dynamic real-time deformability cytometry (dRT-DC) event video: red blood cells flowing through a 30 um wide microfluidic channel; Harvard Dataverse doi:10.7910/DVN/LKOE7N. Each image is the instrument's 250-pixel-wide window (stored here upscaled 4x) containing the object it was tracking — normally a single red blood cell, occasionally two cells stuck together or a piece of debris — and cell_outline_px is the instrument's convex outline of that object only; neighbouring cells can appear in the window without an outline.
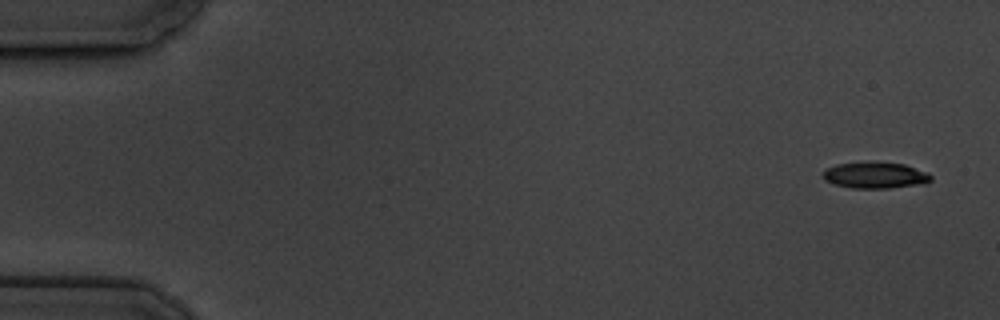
{"species": "common noctule bat (a hibernating species)", "species_latin": "Nyctalus noctula", "temperature_condition": "cold", "stored_images_in_passage": 6, "camera_frame_rate_fps": 3000, "um_per_image_px": 0.085, "animal": {"sex": "male", "body_mass_g": 19.5, "forearm_length_mm": 54.6}, "frame": {"image": 1, "passage_image": 1, "time_ms": 0.0, "image_size_px": [1000, 320], "cell_outline_px": [[932, 180], [924, 184], [892, 188], [852, 188], [836, 184], [824, 180], [824, 172], [828, 168], [836, 164], [872, 160], [904, 164], [928, 172], [932, 176]], "centroid_in_image_um": [74.44, 14.87], "position_along_channel_um": 10.6, "area_um2": 16.88}}